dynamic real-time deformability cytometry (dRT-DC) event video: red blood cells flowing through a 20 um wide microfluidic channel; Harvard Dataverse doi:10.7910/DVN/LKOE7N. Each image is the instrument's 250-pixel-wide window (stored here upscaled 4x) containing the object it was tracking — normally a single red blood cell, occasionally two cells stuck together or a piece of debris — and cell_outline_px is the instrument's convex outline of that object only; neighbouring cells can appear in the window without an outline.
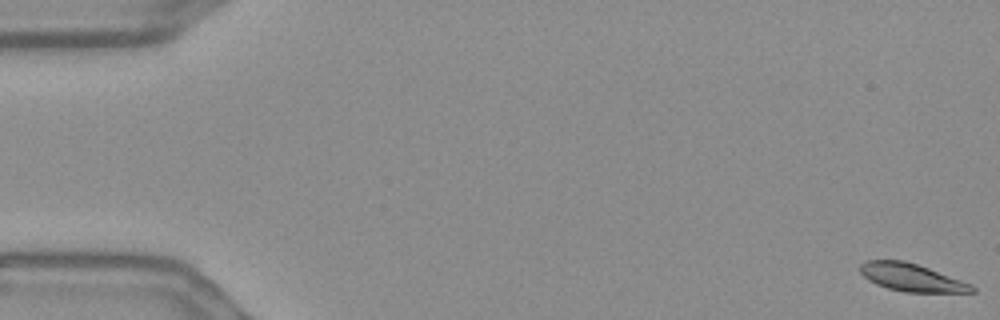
{"species": "Egyptian fruit bat (a non-hibernating species)", "species_latin": "Rousettus aegyptiacus", "temperature_condition": "warm", "stored_images_in_passage": 57, "camera_frame_rate_fps": 3000, "um_per_image_px": 0.085, "frame": {"image": 1, "passage_image": 1, "time_ms": 0.0, "image_size_px": [1000, 320], "cell_outline_px": [[976, 292], [904, 292], [888, 288], [876, 284], [868, 280], [860, 272], [860, 264], [864, 260], [904, 260], [928, 268], [972, 284], [976, 288]], "centroid_in_image_um": [77.46, 23.58], "position_along_channel_um": 7.5, "area_um2": 17.98}}
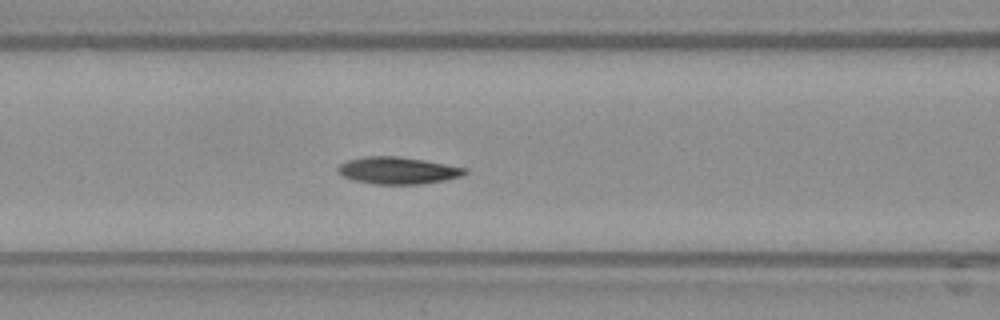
{"frame": {"image": 2, "passage_image": 24, "time_ms": 7.667, "image_size_px": [1000, 320], "cell_outline_px": [[468, 172], [460, 176], [444, 180], [420, 184], [376, 184], [352, 180], [336, 172], [336, 168], [340, 164], [348, 160], [368, 156], [396, 156], [424, 160], [468, 168]], "centroid_in_image_um": [33.8, 14.49], "position_along_channel_um": 132.8, "area_um2": 19.94}}
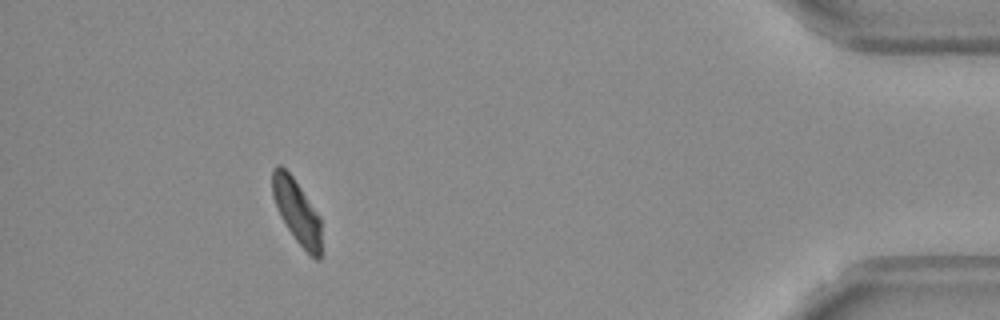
{"frame": {"image": 3, "passage_image": 52, "time_ms": 17.0, "image_size_px": [1000, 320], "cell_outline_px": [[320, 260], [316, 260], [296, 240], [280, 216], [272, 196], [272, 168], [276, 164], [280, 164], [292, 176], [320, 216]], "centroid_in_image_um": [25.2, 17.92], "position_along_channel_um": 410.0, "area_um2": 17.98}, "authors_computed_cell_mechanics": {"area_um2": 19.4208, "velocity_mm_per_s": 3.5953, "shape_relaxation_time_tau1_ms": 5.6929, "shape_relaxation_time_tau2_ms": 4.6159, "deformation_change_tau1": 0.1403, "deformation_change_tau2": 0.0891}}